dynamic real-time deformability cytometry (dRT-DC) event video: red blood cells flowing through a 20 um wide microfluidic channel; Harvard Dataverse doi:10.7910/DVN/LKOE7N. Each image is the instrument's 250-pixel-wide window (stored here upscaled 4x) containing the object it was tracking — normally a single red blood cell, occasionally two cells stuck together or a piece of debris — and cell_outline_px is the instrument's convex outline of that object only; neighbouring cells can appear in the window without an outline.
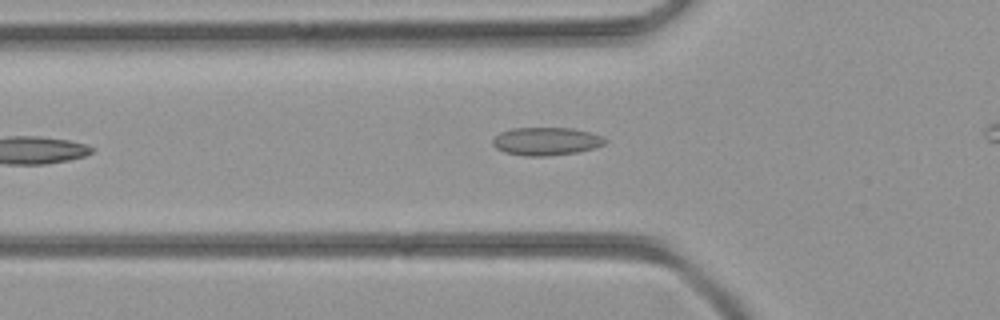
{"species": "common noctule bat (a hibernating species)", "species_latin": "Nyctalus noctula", "temperature_condition": "room temperature", "stored_images_in_passage": 26, "camera_frame_rate_fps": 3000, "um_per_image_px": 0.085, "animal": {"sex": "female", "body_mass_g": 21.9}, "frame": {"image": 1, "passage_image": 3, "time_ms": 0.667, "image_size_px": [1000, 320], "cell_outline_px": [[608, 140], [604, 144], [592, 148], [576, 152], [548, 156], [524, 156], [504, 152], [496, 148], [492, 144], [492, 140], [500, 132], [512, 128], [572, 128], [592, 132], [604, 136]], "centroid_in_image_um": [46.43, 12.0], "position_along_channel_um": 79.4, "area_um2": 18.44}}
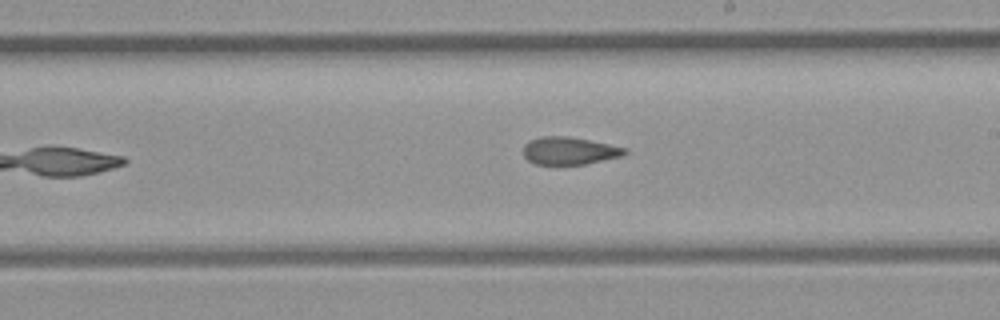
{"frame": {"image": 2, "passage_image": 13, "time_ms": 4.0, "image_size_px": [1000, 320], "cell_outline_px": [[628, 152], [620, 156], [584, 164], [536, 164], [528, 160], [524, 156], [524, 144], [528, 140], [540, 136], [568, 136], [628, 148]], "centroid_in_image_um": [48.36, 12.8], "position_along_channel_um": 240.6, "area_um2": 16.18}}
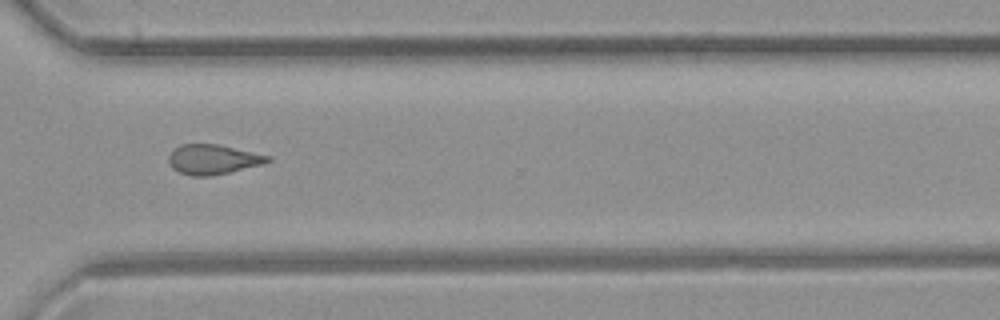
{"frame": {"image": 3, "passage_image": 20, "time_ms": 6.333, "image_size_px": [1000, 320], "cell_outline_px": [[272, 160], [260, 164], [212, 176], [192, 176], [180, 172], [172, 168], [168, 160], [168, 156], [180, 144], [220, 144], [272, 156]], "centroid_in_image_um": [18.1, 13.54], "position_along_channel_um": 352.5, "area_um2": 17.11}}